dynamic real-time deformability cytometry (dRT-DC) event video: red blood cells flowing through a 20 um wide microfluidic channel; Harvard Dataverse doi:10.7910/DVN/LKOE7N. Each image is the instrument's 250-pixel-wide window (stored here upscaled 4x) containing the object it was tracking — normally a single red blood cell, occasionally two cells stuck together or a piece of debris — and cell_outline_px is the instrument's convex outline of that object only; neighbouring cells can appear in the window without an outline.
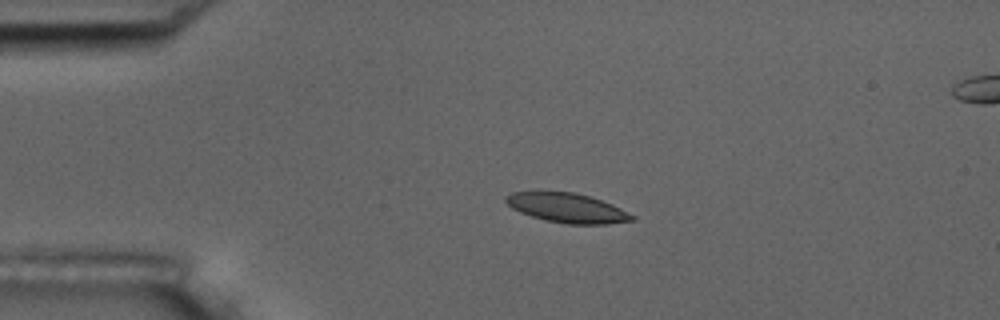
{"species": "common noctule bat (a hibernating species)", "species_latin": "Nyctalus noctula", "temperature_condition": "room temperature", "stored_images_in_passage": 5, "camera_frame_rate_fps": 3000, "um_per_image_px": 0.085, "animal": {"sex": "male", "body_mass_g": 17.5, "forearm_length_mm": 52.3}, "frame": {"image": 1, "passage_image": 3, "time_ms": 3.333, "image_size_px": [1000, 320], "cell_outline_px": [[636, 216], [632, 220], [608, 224], [568, 224], [544, 220], [520, 212], [512, 208], [504, 200], [504, 196], [512, 192], [540, 188], [576, 192], [612, 204]], "centroid_in_image_um": [48.11, 17.61], "position_along_channel_um": 36.9, "area_um2": 22.43}}